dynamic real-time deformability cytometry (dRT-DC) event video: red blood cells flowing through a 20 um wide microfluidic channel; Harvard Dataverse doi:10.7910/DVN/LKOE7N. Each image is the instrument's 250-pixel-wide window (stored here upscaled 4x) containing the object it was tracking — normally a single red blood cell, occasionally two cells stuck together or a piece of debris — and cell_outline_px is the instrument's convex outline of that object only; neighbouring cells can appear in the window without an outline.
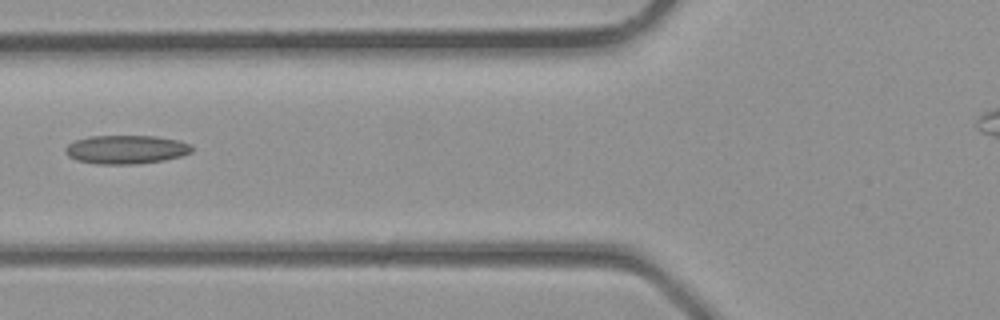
{"species": "common noctule bat (a hibernating species)", "species_latin": "Nyctalus noctula", "temperature_condition": "room temperature", "stored_images_in_passage": 4, "camera_frame_rate_fps": 3000, "um_per_image_px": 0.085, "animal": {"sex": "male", "body_mass_g": 23.1, "forearm_length_mm": 52.7}, "frame": {"image": 1, "passage_image": 4, "time_ms": 1.0, "image_size_px": [1000, 320], "cell_outline_px": [[192, 152], [180, 156], [164, 160], [136, 164], [96, 164], [76, 160], [68, 156], [64, 152], [64, 148], [68, 144], [76, 140], [88, 136], [152, 136], [176, 140], [192, 144]], "centroid_in_image_um": [10.68, 12.71], "position_along_channel_um": 115.1, "area_um2": 21.15}}